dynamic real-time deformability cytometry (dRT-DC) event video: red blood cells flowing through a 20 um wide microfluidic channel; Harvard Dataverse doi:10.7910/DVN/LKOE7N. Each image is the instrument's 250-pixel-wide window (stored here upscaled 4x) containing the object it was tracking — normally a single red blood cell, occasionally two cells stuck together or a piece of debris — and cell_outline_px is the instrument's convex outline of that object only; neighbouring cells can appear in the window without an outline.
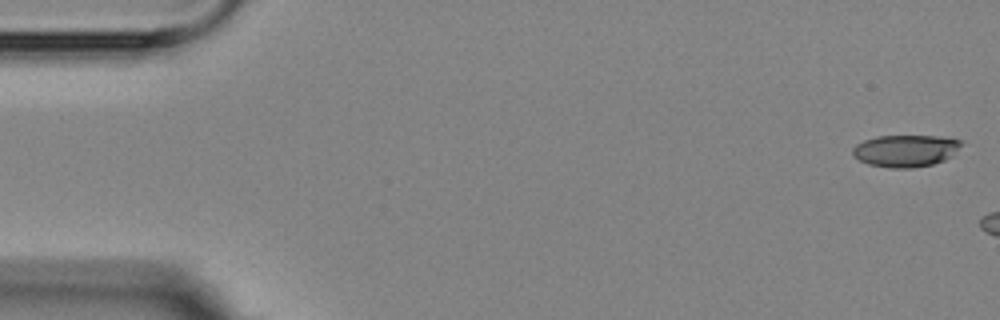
{"species": "Egyptian fruit bat (a non-hibernating species)", "species_latin": "Rousettus aegyptiacus", "temperature_condition": "room temperature", "stored_images_in_passage": 6, "camera_frame_rate_fps": 3000, "um_per_image_px": 0.085, "animal": {"sex": "female"}, "frame": {"image": 1, "passage_image": 1, "time_ms": 0.0, "image_size_px": [1000, 320], "cell_outline_px": [[964, 144], [952, 156], [944, 160], [932, 164], [912, 168], [888, 168], [868, 164], [852, 156], [852, 148], [856, 144], [864, 140], [876, 136], [940, 136], [964, 140]], "centroid_in_image_um": [76.99, 12.81], "position_along_channel_um": 8.0, "area_um2": 20.58}}
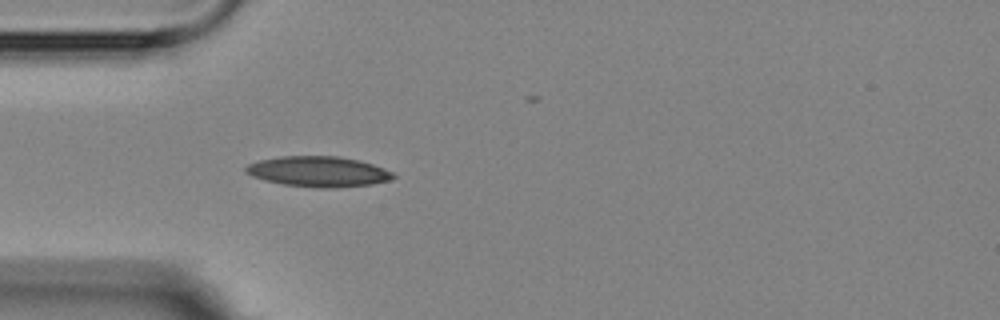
{"frame": {"image": 2, "passage_image": 6, "time_ms": 9.667, "image_size_px": [1000, 320], "cell_outline_px": [[396, 176], [388, 180], [368, 184], [336, 188], [320, 188], [284, 184], [264, 180], [252, 176], [244, 172], [244, 168], [248, 164], [260, 160], [280, 156], [340, 156], [360, 160], [384, 168], [392, 172]], "centroid_in_image_um": [27.03, 14.57], "position_along_channel_um": 58.0, "area_um2": 26.07}}